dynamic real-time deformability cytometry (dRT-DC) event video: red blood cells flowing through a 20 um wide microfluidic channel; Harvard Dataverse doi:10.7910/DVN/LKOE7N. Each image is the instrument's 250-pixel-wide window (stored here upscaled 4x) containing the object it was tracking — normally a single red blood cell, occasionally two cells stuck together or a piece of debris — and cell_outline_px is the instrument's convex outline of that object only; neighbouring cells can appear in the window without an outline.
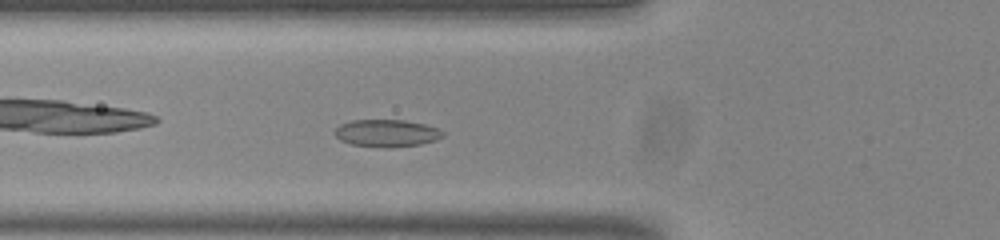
{"species": "common noctule bat (a hibernating species)", "species_latin": "Nyctalus noctula", "temperature_condition": "room temperature", "stored_images_in_passage": 48, "camera_frame_rate_fps": 3000, "um_per_image_px": 0.085, "animal": {"sex": "male", "body_mass_g": 20.0, "forearm_length_mm": 53.3}, "frame": {"image": 1, "passage_image": 14, "time_ms": 4.333, "image_size_px": [1000, 240], "cell_outline_px": [[444, 136], [436, 140], [420, 144], [392, 148], [384, 148], [352, 144], [340, 140], [336, 136], [336, 128], [340, 124], [352, 120], [404, 120], [424, 124], [436, 128], [444, 132]], "centroid_in_image_um": [32.88, 11.32], "position_along_channel_um": 92.9, "area_um2": 17.17}}
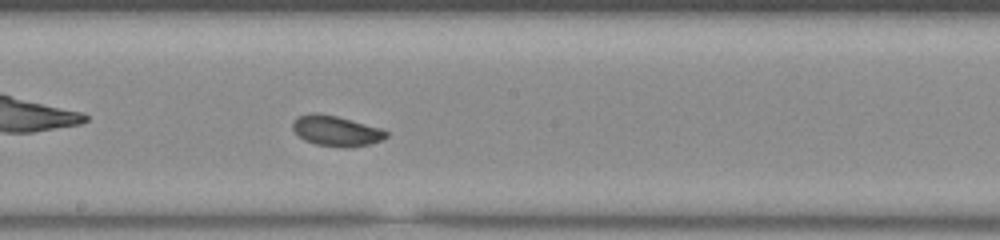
{"frame": {"image": 2, "passage_image": 24, "time_ms": 7.667, "image_size_px": [1000, 240], "cell_outline_px": [[388, 136], [384, 140], [368, 144], [348, 148], [344, 148], [316, 144], [304, 140], [292, 128], [292, 124], [296, 116], [312, 112], [316, 112], [336, 116], [380, 128], [388, 132]], "centroid_in_image_um": [28.56, 11.12], "position_along_channel_um": 219.6, "area_um2": 16.59}}
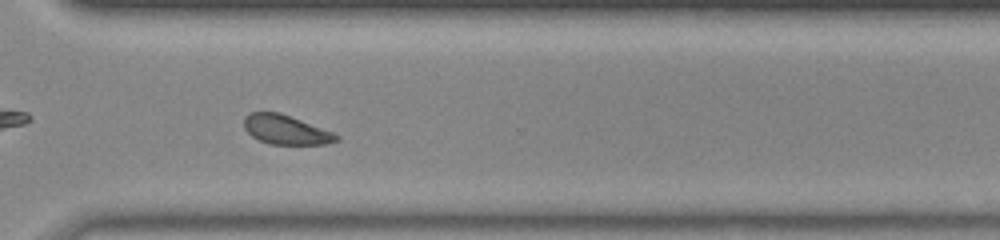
{"frame": {"image": 3, "passage_image": 34, "time_ms": 11.0, "image_size_px": [1000, 240], "cell_outline_px": [[340, 140], [328, 144], [268, 144], [252, 136], [244, 128], [244, 116], [248, 112], [280, 112], [332, 132], [340, 136]], "centroid_in_image_um": [24.28, 11.02], "position_along_channel_um": 346.3, "area_um2": 15.78}}